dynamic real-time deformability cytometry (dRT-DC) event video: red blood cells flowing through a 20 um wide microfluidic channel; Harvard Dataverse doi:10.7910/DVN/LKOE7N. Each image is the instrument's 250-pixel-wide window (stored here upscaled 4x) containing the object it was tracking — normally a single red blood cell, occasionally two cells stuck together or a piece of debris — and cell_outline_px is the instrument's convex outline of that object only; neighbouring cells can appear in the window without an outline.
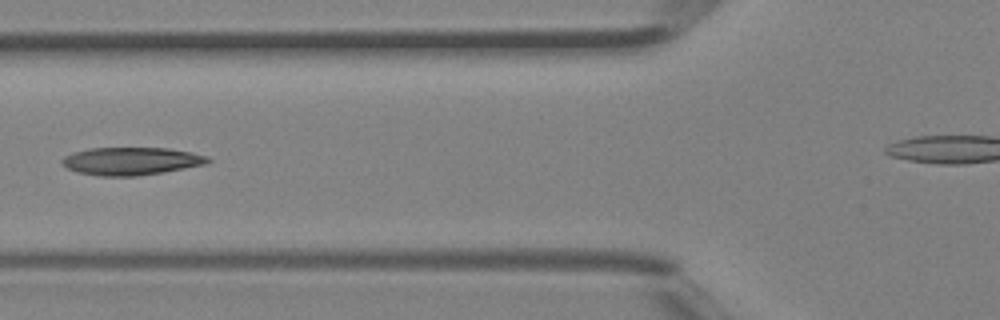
{"species": "Egyptian fruit bat (a non-hibernating species)", "species_latin": "Rousettus aegyptiacus", "temperature_condition": "room temperature", "stored_images_in_passage": 22, "camera_frame_rate_fps": 3000, "um_per_image_px": 0.085, "animal": {"sex": "female"}, "frame": {"image": 1, "passage_image": 7, "time_ms": 2.0, "image_size_px": [1000, 320], "cell_outline_px": [[212, 160], [208, 164], [164, 172], [136, 176], [100, 176], [76, 172], [68, 168], [60, 160], [64, 156], [72, 152], [88, 148], [168, 148], [192, 152], [208, 156]], "centroid_in_image_um": [11.18, 13.69], "position_along_channel_um": 114.6, "area_um2": 23.81}}
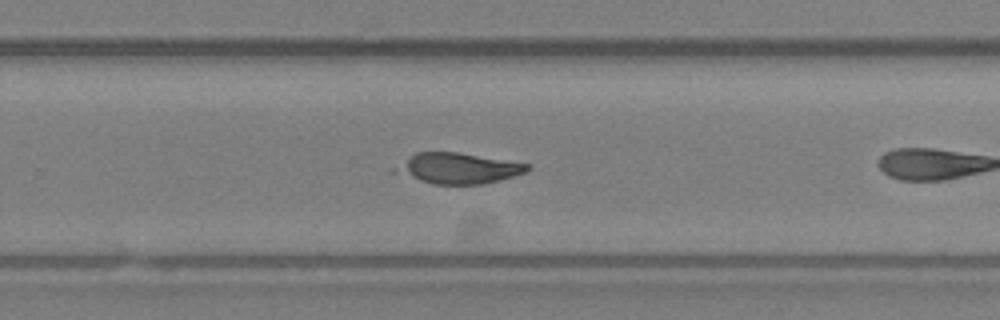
{"frame": {"image": 2, "passage_image": 16, "time_ms": 5.0, "image_size_px": [1000, 320], "cell_outline_px": [[532, 168], [528, 172], [500, 180], [484, 184], [432, 184], [420, 180], [400, 168], [416, 152], [456, 152], [532, 164]], "centroid_in_image_um": [39.23, 14.3], "position_along_channel_um": 290.6, "area_um2": 22.43}}